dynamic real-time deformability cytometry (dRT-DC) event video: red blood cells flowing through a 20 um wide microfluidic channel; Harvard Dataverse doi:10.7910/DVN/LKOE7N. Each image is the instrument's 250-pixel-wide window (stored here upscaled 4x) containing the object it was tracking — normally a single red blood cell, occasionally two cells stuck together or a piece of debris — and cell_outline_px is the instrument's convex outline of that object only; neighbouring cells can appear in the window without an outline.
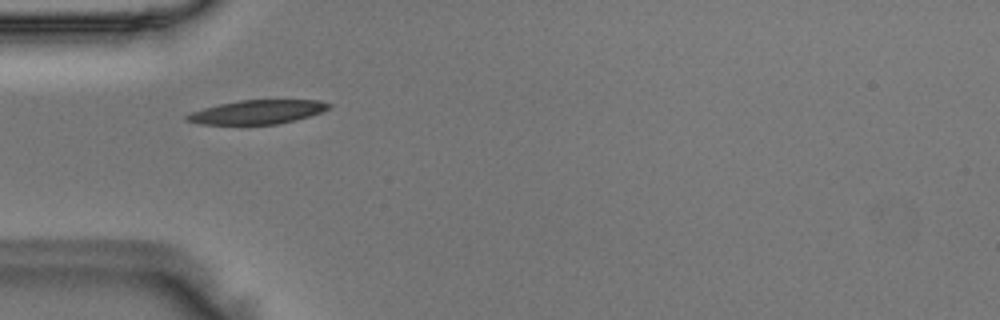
{"species": "Egyptian fruit bat (a non-hibernating species)", "species_latin": "Rousettus aegyptiacus", "temperature_condition": "room temperature", "stored_images_in_passage": 9, "camera_frame_rate_fps": 3000, "um_per_image_px": 0.085, "animal": {"sex": "male"}, "frame": {"image": 1, "passage_image": 2, "time_ms": 0.333, "image_size_px": [1000, 320], "cell_outline_px": [[332, 104], [328, 108], [320, 112], [308, 116], [276, 124], [200, 124], [188, 120], [184, 116], [192, 112], [204, 108], [220, 104], [240, 100], [320, 100]], "centroid_in_image_um": [21.87, 9.51], "position_along_channel_um": 63.1, "area_um2": 19.36}}